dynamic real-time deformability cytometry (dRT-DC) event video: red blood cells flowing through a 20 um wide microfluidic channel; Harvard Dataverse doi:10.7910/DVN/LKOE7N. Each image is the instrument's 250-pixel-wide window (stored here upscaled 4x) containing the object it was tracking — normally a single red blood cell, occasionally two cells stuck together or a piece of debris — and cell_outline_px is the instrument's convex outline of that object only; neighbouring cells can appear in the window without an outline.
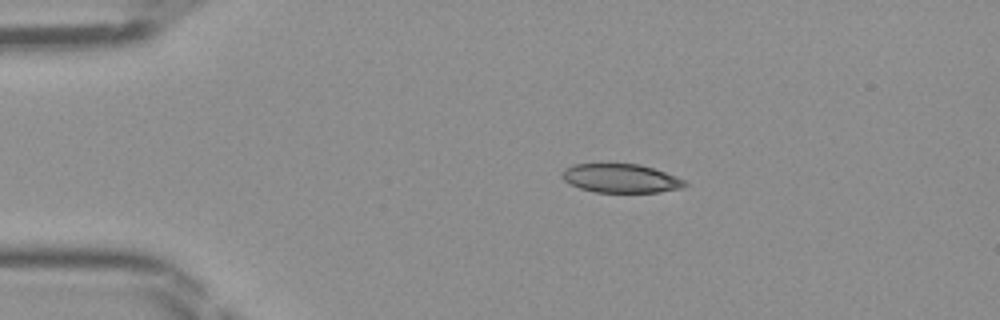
{"species": "Egyptian fruit bat (a non-hibernating species)", "species_latin": "Rousettus aegyptiacus", "temperature_condition": "room temperature", "stored_images_in_passage": 38, "camera_frame_rate_fps": 3000, "um_per_image_px": 0.085, "frame": {"image": 1, "passage_image": 1, "time_ms": 0.0, "image_size_px": [1000, 320], "cell_outline_px": [[688, 184], [680, 188], [660, 192], [596, 192], [580, 188], [568, 184], [560, 176], [560, 172], [564, 168], [572, 164], [640, 164], [676, 176], [684, 180]], "centroid_in_image_um": [52.71, 15.15], "position_along_channel_um": 32.3, "area_um2": 20.63}}
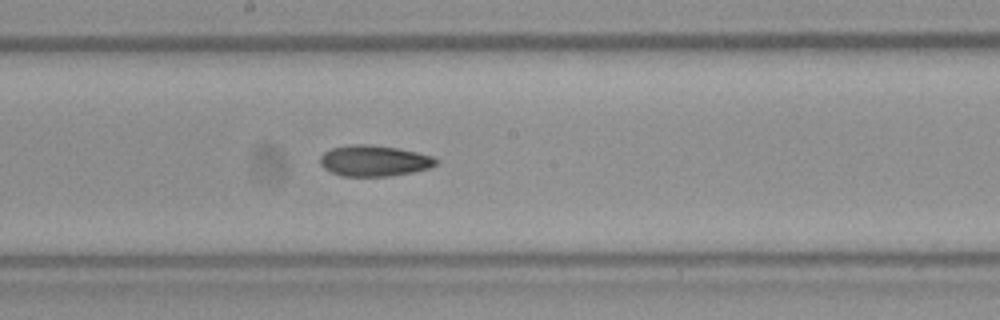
{"frame": {"image": 2, "passage_image": 17, "time_ms": 5.333, "image_size_px": [1000, 320], "cell_outline_px": [[440, 160], [432, 168], [412, 172], [388, 176], [340, 176], [324, 168], [320, 164], [320, 156], [324, 152], [332, 148], [348, 144], [372, 144], [400, 148], [436, 156]], "centroid_in_image_um": [31.85, 13.65], "position_along_channel_um": 216.3, "area_um2": 21.33}}
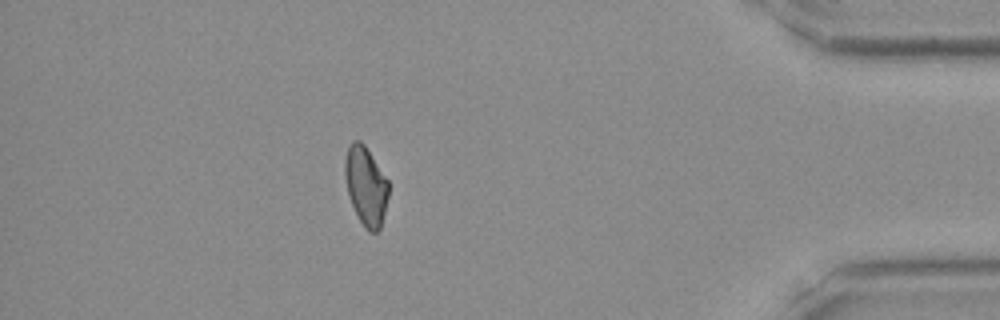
{"frame": {"image": 3, "passage_image": 33, "time_ms": 10.667, "image_size_px": [1000, 320], "cell_outline_px": [[388, 196], [380, 228], [376, 232], [368, 232], [364, 228], [352, 204], [348, 192], [344, 172], [344, 160], [348, 148], [352, 140], [360, 140], [364, 144], [388, 180]], "centroid_in_image_um": [31.09, 15.79], "position_along_channel_um": 404.1, "area_um2": 19.77}}